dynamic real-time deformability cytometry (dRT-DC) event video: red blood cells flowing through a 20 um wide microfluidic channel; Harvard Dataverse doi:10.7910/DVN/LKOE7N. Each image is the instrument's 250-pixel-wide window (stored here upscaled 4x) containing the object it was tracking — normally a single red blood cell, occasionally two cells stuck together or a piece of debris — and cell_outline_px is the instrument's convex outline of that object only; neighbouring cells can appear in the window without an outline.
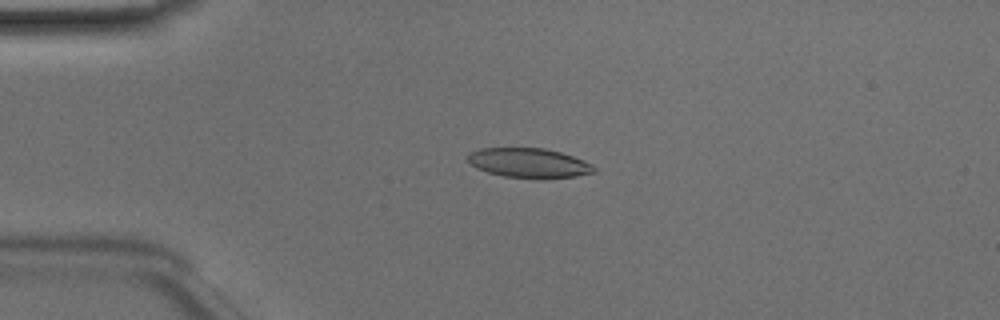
{"species": "Egyptian fruit bat (a non-hibernating species)", "species_latin": "Rousettus aegyptiacus", "temperature_condition": "room temperature", "stored_images_in_passage": 50, "camera_frame_rate_fps": 3000, "um_per_image_px": 0.085, "animal": {"sex": "male"}, "frame": {"image": 1, "passage_image": 12, "time_ms": 3.667, "image_size_px": [1000, 320], "cell_outline_px": [[596, 172], [576, 176], [544, 180], [536, 180], [504, 176], [488, 172], [476, 168], [468, 160], [468, 152], [480, 148], [544, 148], [560, 152], [584, 160], [592, 164], [596, 168]], "centroid_in_image_um": [44.99, 13.87], "position_along_channel_um": 40.0, "area_um2": 22.2}}
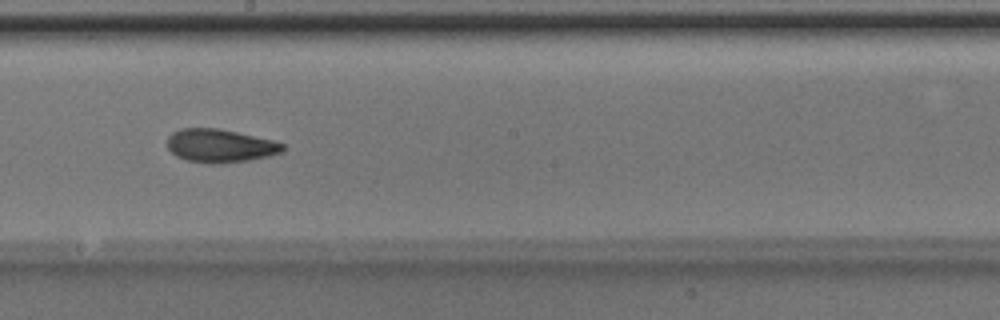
{"frame": {"image": 2, "passage_image": 28, "time_ms": 9.0, "image_size_px": [1000, 320], "cell_outline_px": [[284, 152], [268, 156], [248, 160], [212, 164], [208, 164], [188, 160], [176, 156], [168, 148], [168, 136], [172, 132], [180, 128], [216, 128], [236, 132], [272, 140], [284, 144]], "centroid_in_image_um": [18.69, 12.39], "position_along_channel_um": 229.5, "area_um2": 22.25}}
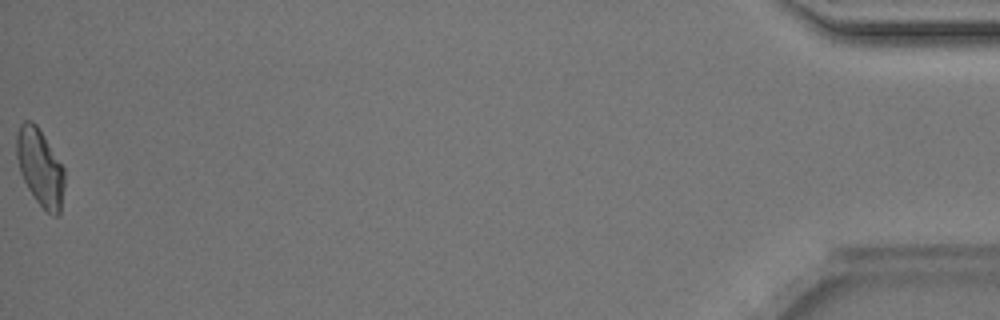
{"frame": {"image": 3, "passage_image": 50, "time_ms": 16.333, "image_size_px": [1000, 320], "cell_outline_px": [[64, 188], [60, 212], [56, 216], [52, 216], [36, 200], [28, 188], [20, 172], [16, 156], [16, 136], [20, 124], [24, 120], [32, 120], [36, 124], [64, 168]], "centroid_in_image_um": [3.4, 14.22], "position_along_channel_um": 431.8, "area_um2": 21.33}, "authors_computed_cell_mechanics": {"area_um2": 21.9351, "velocity_mm_per_s": 4.0983, "shape_relaxation_time_tau1_ms": 3.3629, "shape_relaxation_time_tau2_ms": 2.7027, "deformation_change_tau1": 0.1339, "deformation_change_tau2": 0.0783}}